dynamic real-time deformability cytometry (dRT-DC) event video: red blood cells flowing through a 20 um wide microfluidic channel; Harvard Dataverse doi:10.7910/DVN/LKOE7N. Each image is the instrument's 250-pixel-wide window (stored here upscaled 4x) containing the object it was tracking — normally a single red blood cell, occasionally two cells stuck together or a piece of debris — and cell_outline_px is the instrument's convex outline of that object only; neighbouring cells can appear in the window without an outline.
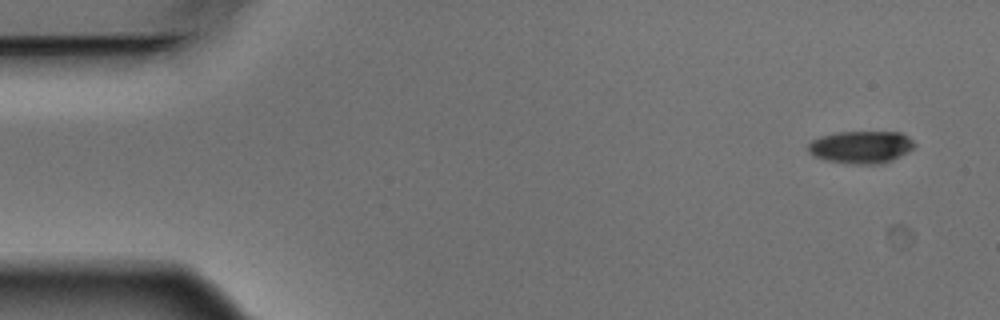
{"species": "Egyptian fruit bat (a non-hibernating species)", "species_latin": "Rousettus aegyptiacus", "temperature_condition": "warm", "stored_images_in_passage": 4, "camera_frame_rate_fps": 3000, "um_per_image_px": 0.085, "animal": {"sex": "male"}, "frame": {"image": 1, "passage_image": 1, "time_ms": 0.0, "image_size_px": [1000, 320], "cell_outline_px": [[916, 144], [908, 152], [888, 160], [876, 164], [852, 164], [824, 160], [812, 156], [808, 152], [808, 144], [812, 140], [820, 136], [836, 132], [900, 132], [908, 136]], "centroid_in_image_um": [73.13, 12.49], "position_along_channel_um": 11.9, "area_um2": 20.06}}